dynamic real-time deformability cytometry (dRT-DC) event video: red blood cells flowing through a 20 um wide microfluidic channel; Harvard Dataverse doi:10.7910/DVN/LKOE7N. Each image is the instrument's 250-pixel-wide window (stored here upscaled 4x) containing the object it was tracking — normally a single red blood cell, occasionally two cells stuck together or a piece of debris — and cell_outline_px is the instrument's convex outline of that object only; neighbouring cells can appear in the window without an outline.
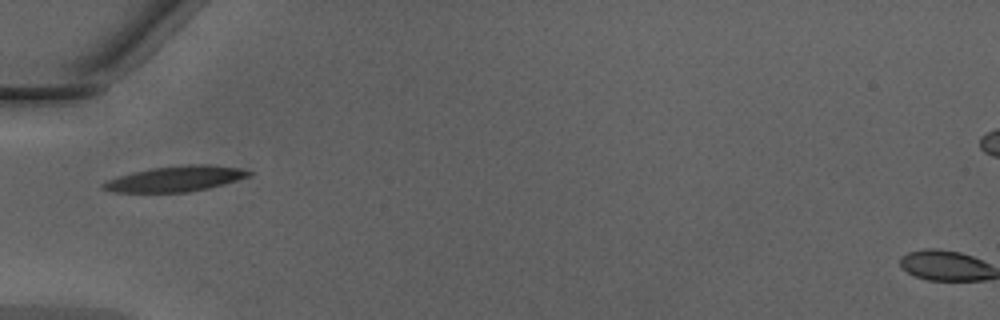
{"species": "Egyptian fruit bat (a non-hibernating species)", "species_latin": "Rousettus aegyptiacus", "temperature_condition": "warm", "stored_images_in_passage": 30, "camera_frame_rate_fps": 3000, "um_per_image_px": 0.085, "animal": {"sex": "male"}, "frame": {"image": 1, "passage_image": 1, "time_ms": 0.0, "image_size_px": [1000, 320], "cell_outline_px": [[252, 172], [248, 176], [236, 180], [208, 188], [188, 192], [112, 192], [104, 188], [100, 184], [108, 180], [132, 172], [152, 168], [184, 164], [208, 164], [240, 168]], "centroid_in_image_um": [14.9, 15.19], "position_along_channel_um": 70.1, "area_um2": 21.39}}
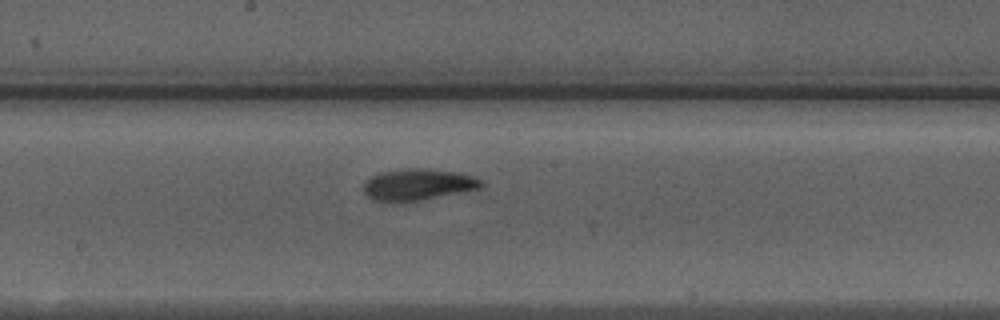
{"frame": {"image": 2, "passage_image": 11, "time_ms": 3.333, "image_size_px": [1000, 320], "cell_outline_px": [[484, 184], [480, 188], [420, 200], [392, 204], [384, 204], [372, 200], [364, 192], [364, 184], [372, 176], [380, 172], [408, 168], [428, 168], [460, 172], [484, 180]], "centroid_in_image_um": [35.5, 15.7], "position_along_channel_um": 212.7, "area_um2": 22.02}}
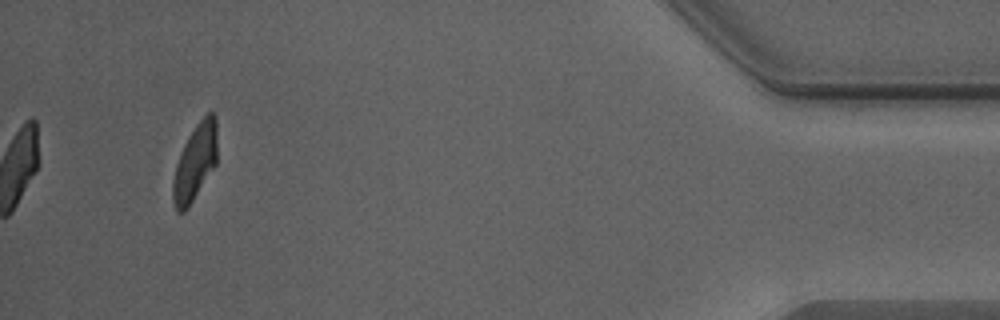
{"frame": {"image": 3, "passage_image": 30, "time_ms": 9.667, "image_size_px": [1000, 320], "cell_outline_px": [[216, 164], [188, 208], [184, 212], [176, 212], [172, 200], [172, 180], [176, 164], [180, 152], [188, 136], [196, 124], [208, 112], [212, 112], [216, 116]], "centroid_in_image_um": [16.55, 13.82], "position_along_channel_um": 418.6, "area_um2": 19.77}, "authors_computed_cell_mechanics": {"area_um2": 21.1548, "velocity_mm_per_s": 4.2974, "shape_relaxation_time_tau1_ms": 3.2738, "shape_relaxation_time_tau2_ms": 1.3624, "deformation_change_tau1": 0.1847, "deformation_change_tau2": 0.0822}}